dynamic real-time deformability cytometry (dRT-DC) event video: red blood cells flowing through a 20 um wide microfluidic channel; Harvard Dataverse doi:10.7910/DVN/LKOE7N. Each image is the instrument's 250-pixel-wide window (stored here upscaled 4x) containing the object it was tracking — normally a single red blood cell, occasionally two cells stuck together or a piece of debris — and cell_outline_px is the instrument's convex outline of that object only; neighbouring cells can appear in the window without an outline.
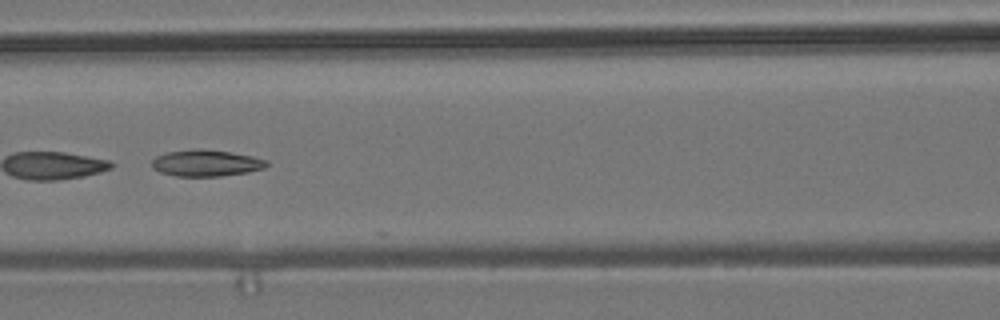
{"species": "common noctule bat (a hibernating species)", "species_latin": "Nyctalus noctula", "temperature_condition": "room temperature", "stored_images_in_passage": 8, "camera_frame_rate_fps": 3000, "um_per_image_px": 0.085, "animal": {"sex": "male", "body_mass_g": 19.2, "forearm_length_mm": 51.8}, "frame": {"image": 1, "passage_image": 7, "time_ms": 6.667, "image_size_px": [1000, 320], "cell_outline_px": [[268, 164], [264, 168], [248, 172], [220, 176], [176, 176], [160, 172], [152, 168], [152, 160], [156, 156], [168, 152], [200, 148], [228, 152], [252, 156], [268, 160]], "centroid_in_image_um": [17.51, 13.86], "position_along_channel_um": 149.1, "area_um2": 17.63}}
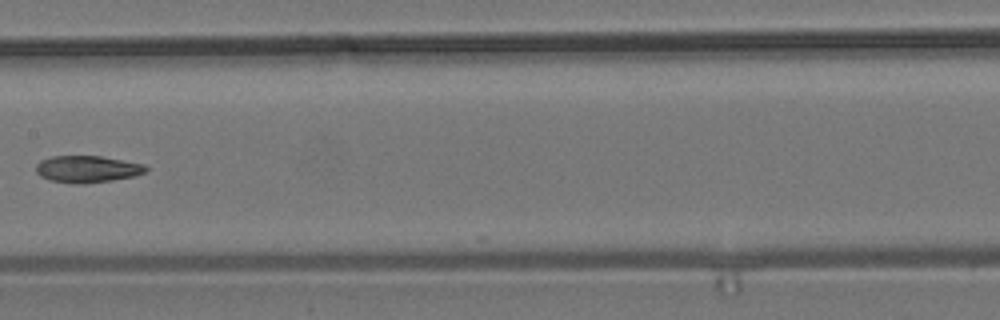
{"frame": {"image": 2, "passage_image": 8, "time_ms": 8.0, "image_size_px": [1000, 320], "cell_outline_px": [[148, 168], [144, 172], [132, 176], [112, 180], [84, 184], [72, 184], [48, 180], [40, 176], [36, 172], [36, 164], [40, 160], [52, 156], [100, 156], [144, 164]], "centroid_in_image_um": [7.36, 14.38], "position_along_channel_um": 200.0, "area_um2": 17.22}}